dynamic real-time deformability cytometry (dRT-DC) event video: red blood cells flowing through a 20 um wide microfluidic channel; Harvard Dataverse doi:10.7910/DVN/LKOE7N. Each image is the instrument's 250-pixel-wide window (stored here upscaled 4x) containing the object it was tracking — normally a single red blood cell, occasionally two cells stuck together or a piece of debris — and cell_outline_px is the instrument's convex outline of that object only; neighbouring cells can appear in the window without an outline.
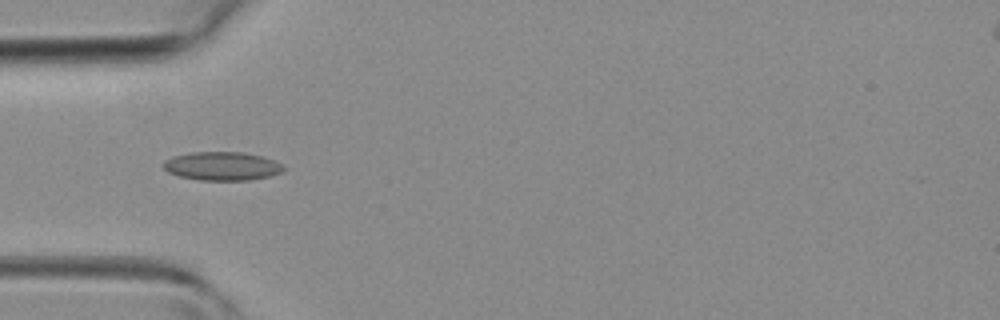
{"species": "common noctule bat (a hibernating species)", "species_latin": "Nyctalus noctula", "temperature_condition": "room temperature", "stored_images_in_passage": 43, "camera_frame_rate_fps": 3000, "um_per_image_px": 0.085, "animal": {"sex": "female", "body_mass_g": 19.3, "forearm_length_mm": 54.1}, "frame": {"image": 1, "passage_image": 13, "time_ms": 4.0, "image_size_px": [1000, 320], "cell_outline_px": [[284, 172], [268, 176], [248, 180], [200, 180], [180, 176], [168, 172], [160, 164], [164, 160], [172, 156], [192, 152], [244, 152], [264, 156], [284, 164]], "centroid_in_image_um": [18.88, 14.11], "position_along_channel_um": 66.1, "area_um2": 20.23}}
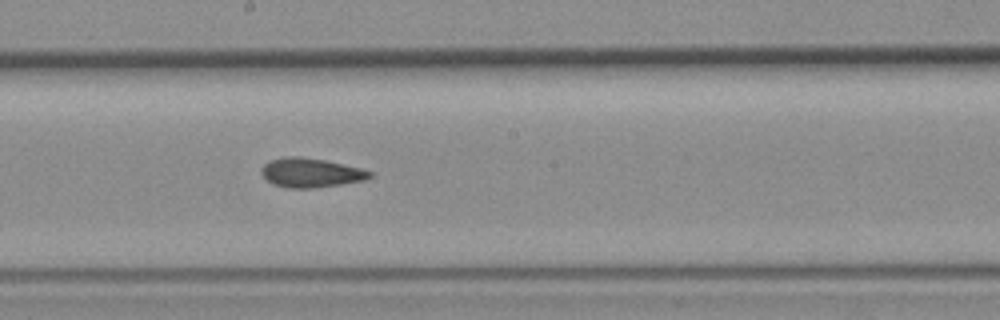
{"frame": {"image": 2, "passage_image": 23, "time_ms": 7.333, "image_size_px": [1000, 320], "cell_outline_px": [[372, 176], [364, 180], [340, 184], [312, 188], [288, 188], [272, 184], [260, 172], [260, 168], [268, 160], [284, 156], [300, 156], [324, 160], [360, 168], [372, 172]], "centroid_in_image_um": [26.36, 14.67], "position_along_channel_um": 221.8, "area_um2": 18.44}}
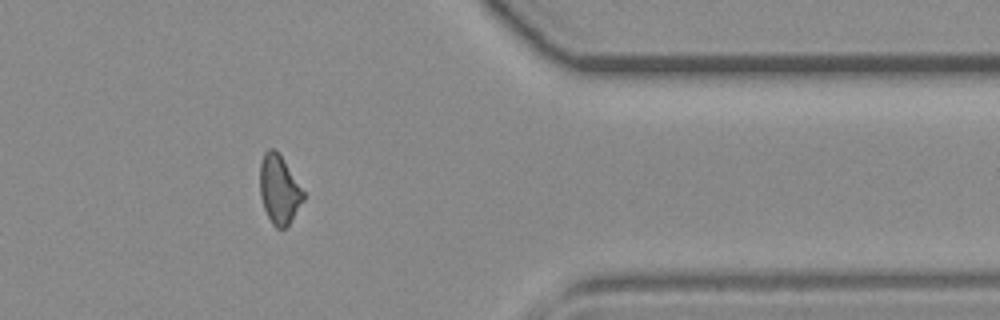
{"frame": {"image": 3, "passage_image": 35, "time_ms": 11.333, "image_size_px": [1000, 320], "cell_outline_px": [[304, 200], [288, 224], [284, 228], [276, 228], [272, 224], [264, 208], [260, 196], [260, 164], [264, 152], [268, 148], [272, 148], [280, 156], [304, 192]], "centroid_in_image_um": [23.7, 16.13], "position_along_channel_um": 387.7, "area_um2": 16.94}}